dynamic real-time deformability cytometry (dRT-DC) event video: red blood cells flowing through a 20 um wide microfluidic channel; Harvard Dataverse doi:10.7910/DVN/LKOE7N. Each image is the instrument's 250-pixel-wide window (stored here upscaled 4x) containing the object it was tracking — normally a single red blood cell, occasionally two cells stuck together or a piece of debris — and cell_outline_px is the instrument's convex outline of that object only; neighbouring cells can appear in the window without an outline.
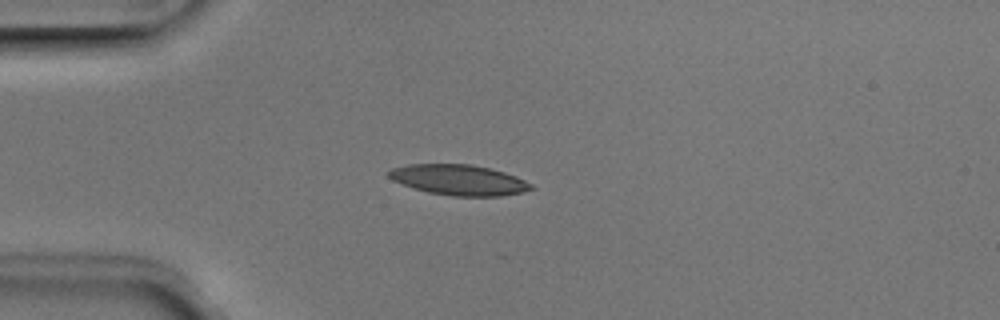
{"species": "Egyptian fruit bat (a non-hibernating species)", "species_latin": "Rousettus aegyptiacus", "temperature_condition": "room temperature", "stored_images_in_passage": 4, "camera_frame_rate_fps": 3000, "um_per_image_px": 0.085, "animal": {"sex": "male"}, "frame": {"image": 1, "passage_image": 3, "time_ms": 0.667, "image_size_px": [1000, 320], "cell_outline_px": [[536, 188], [520, 192], [500, 196], [452, 196], [428, 192], [392, 180], [388, 176], [388, 172], [392, 168], [408, 164], [472, 164], [504, 172], [516, 176], [532, 184]], "centroid_in_image_um": [39.01, 15.29], "position_along_channel_um": 46.0, "area_um2": 25.09}}